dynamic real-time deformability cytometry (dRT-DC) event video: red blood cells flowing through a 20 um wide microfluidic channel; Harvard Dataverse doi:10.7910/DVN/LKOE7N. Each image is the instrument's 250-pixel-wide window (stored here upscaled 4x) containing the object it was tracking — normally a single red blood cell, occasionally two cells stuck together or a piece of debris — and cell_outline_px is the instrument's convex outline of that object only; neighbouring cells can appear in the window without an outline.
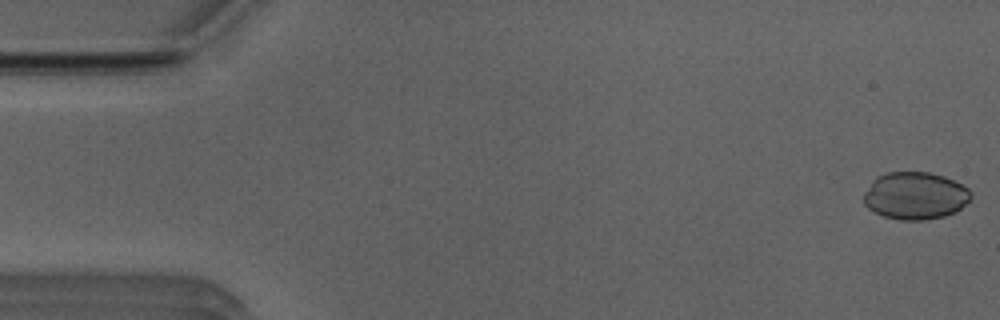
{"species": "Egyptian fruit bat (a non-hibernating species)", "species_latin": "Rousettus aegyptiacus", "temperature_condition": "room temperature", "stored_images_in_passage": 3, "camera_frame_rate_fps": 3000, "um_per_image_px": 0.085, "animal": {"sex": "male"}, "frame": {"image": 1, "passage_image": 1, "time_ms": 0.0, "image_size_px": [1000, 320], "cell_outline_px": [[972, 196], [956, 212], [944, 216], [924, 220], [900, 220], [884, 216], [868, 208], [864, 204], [864, 192], [872, 180], [876, 176], [888, 172], [928, 172], [944, 176], [968, 188], [972, 192]], "centroid_in_image_um": [77.77, 16.63], "position_along_channel_um": 7.2, "area_um2": 29.59}}